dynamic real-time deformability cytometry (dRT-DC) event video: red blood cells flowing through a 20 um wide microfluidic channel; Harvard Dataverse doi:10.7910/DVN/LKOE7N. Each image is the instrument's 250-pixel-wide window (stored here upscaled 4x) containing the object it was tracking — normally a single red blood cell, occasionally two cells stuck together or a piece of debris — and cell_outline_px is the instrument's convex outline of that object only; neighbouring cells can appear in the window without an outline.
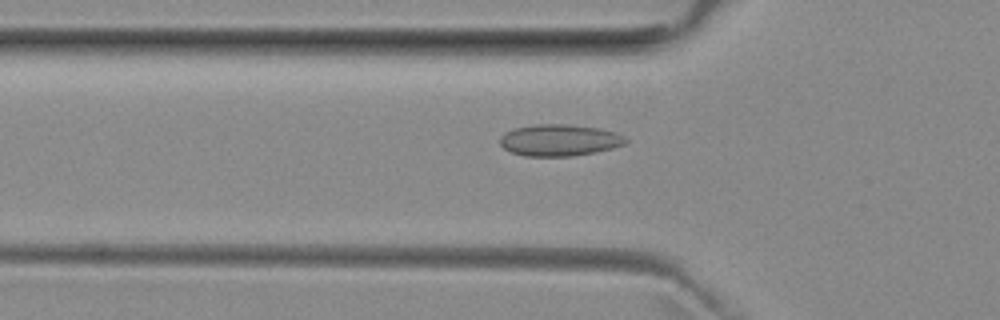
{"species": "common noctule bat (a hibernating species)", "species_latin": "Nyctalus noctula", "temperature_condition": "room temperature", "stored_images_in_passage": 51, "camera_frame_rate_fps": 3000, "um_per_image_px": 0.085, "animal": {"sex": "female", "body_mass_g": 29.2, "forearm_length_mm": 56.3}, "frame": {"image": 1, "passage_image": 17, "time_ms": 5.333, "image_size_px": [1000, 320], "cell_outline_px": [[628, 140], [624, 144], [612, 148], [596, 152], [572, 156], [524, 156], [512, 152], [504, 148], [500, 144], [500, 136], [504, 132], [516, 128], [536, 124], [568, 124], [600, 128], [616, 132], [624, 136]], "centroid_in_image_um": [47.55, 11.91], "position_along_channel_um": 78.2, "area_um2": 23.24}}
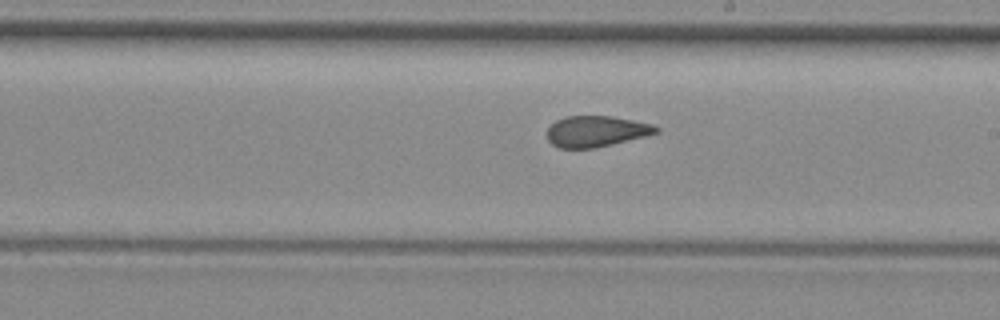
{"frame": {"image": 2, "passage_image": 29, "time_ms": 9.333, "image_size_px": [1000, 320], "cell_outline_px": [[660, 132], [648, 136], [596, 148], [560, 148], [552, 144], [548, 140], [548, 128], [556, 120], [564, 116], [612, 116], [652, 124], [660, 128]], "centroid_in_image_um": [50.71, 11.16], "position_along_channel_um": 238.3, "area_um2": 19.83}}
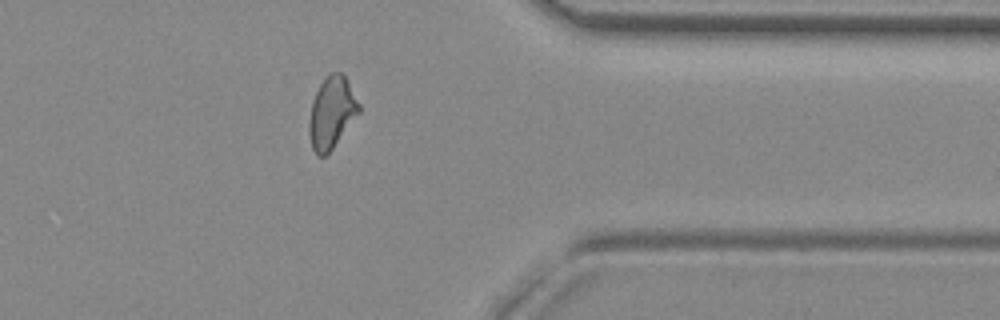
{"frame": {"image": 3, "passage_image": 41, "time_ms": 13.333, "image_size_px": [1000, 320], "cell_outline_px": [[360, 112], [332, 148], [324, 156], [316, 156], [312, 148], [308, 132], [308, 124], [312, 100], [320, 84], [332, 72], [340, 72], [344, 76], [360, 104]], "centroid_in_image_um": [28.17, 9.6], "position_along_channel_um": 383.2, "area_um2": 20.52}, "authors_computed_cell_mechanics": {"area_um2": 20.9236, "velocity_mm_per_s": 3.987, "shape_relaxation_time_tau1_ms": null, "shape_relaxation_time_tau2_ms": 1.6119, "deformation_change_tau1": null, "deformation_change_tau2": 0.0746}}